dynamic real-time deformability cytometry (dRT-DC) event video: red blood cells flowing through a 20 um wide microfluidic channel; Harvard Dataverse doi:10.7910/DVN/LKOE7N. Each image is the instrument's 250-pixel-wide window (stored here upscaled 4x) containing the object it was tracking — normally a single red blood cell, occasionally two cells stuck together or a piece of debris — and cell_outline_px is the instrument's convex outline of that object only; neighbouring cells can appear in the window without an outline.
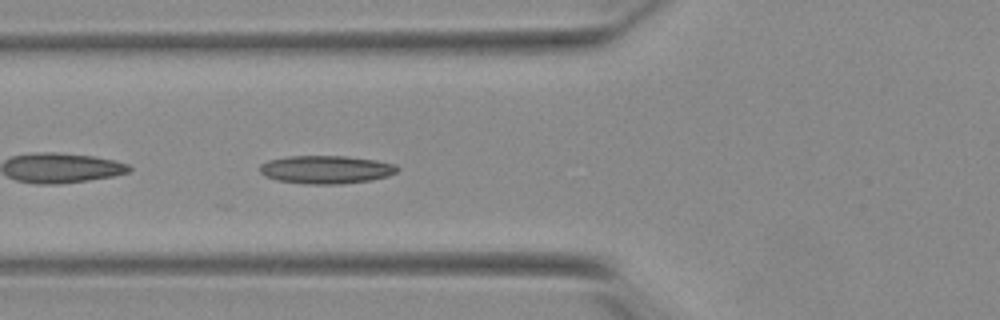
{"species": "Egyptian fruit bat (a non-hibernating species)", "species_latin": "Rousettus aegyptiacus", "temperature_condition": "warm", "stored_images_in_passage": 38, "camera_frame_rate_fps": 3000, "um_per_image_px": 0.085, "animal": {"sex": "female"}, "frame": {"image": 1, "passage_image": 21, "time_ms": 6.667, "image_size_px": [1000, 320], "cell_outline_px": [[400, 168], [396, 172], [388, 176], [372, 180], [340, 184], [304, 184], [276, 180], [264, 176], [260, 172], [260, 164], [268, 160], [288, 156], [348, 156], [376, 160], [396, 164]], "centroid_in_image_um": [27.72, 14.41], "position_along_channel_um": 98.1, "area_um2": 22.77}}
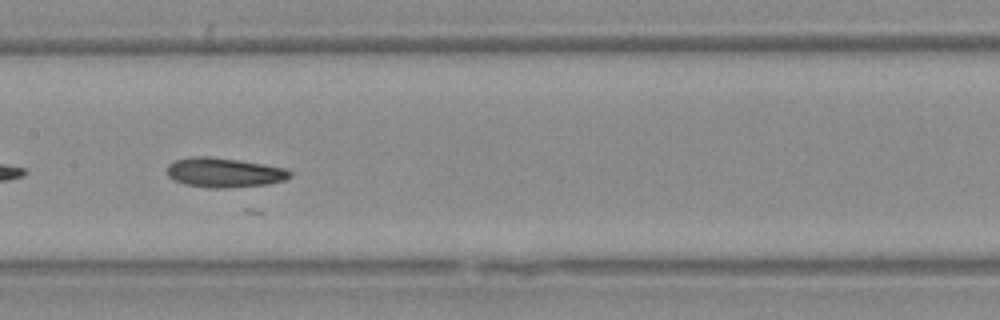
{"frame": {"image": 2, "passage_image": 28, "time_ms": 9.0, "image_size_px": [1000, 320], "cell_outline_px": [[292, 176], [284, 180], [268, 184], [228, 188], [208, 188], [184, 184], [172, 180], [168, 176], [168, 164], [176, 160], [192, 156], [208, 156], [236, 160], [284, 168], [292, 172]], "centroid_in_image_um": [19.02, 14.68], "position_along_channel_um": 188.4, "area_um2": 21.1}}
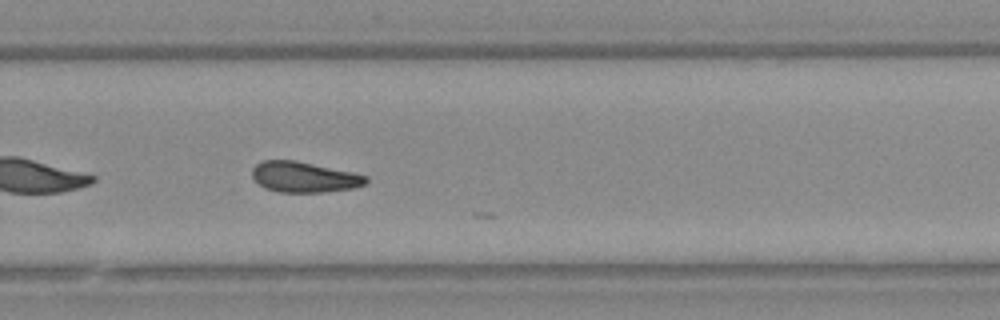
{"frame": {"image": 3, "passage_image": 37, "time_ms": 12.0, "image_size_px": [1000, 320], "cell_outline_px": [[368, 184], [352, 188], [324, 192], [280, 192], [264, 188], [252, 176], [252, 168], [256, 164], [264, 160], [296, 160], [352, 172], [368, 176]], "centroid_in_image_um": [25.87, 15.04], "position_along_channel_um": 303.9, "area_um2": 20.29}}